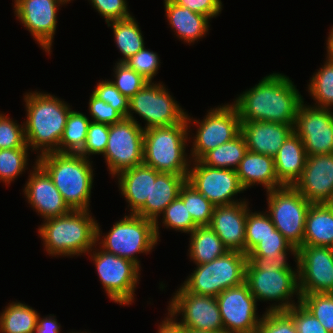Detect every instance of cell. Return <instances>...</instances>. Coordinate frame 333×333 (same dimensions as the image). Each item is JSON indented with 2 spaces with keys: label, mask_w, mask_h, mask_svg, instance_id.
Segmentation results:
<instances>
[{
  "label": "cell",
  "mask_w": 333,
  "mask_h": 333,
  "mask_svg": "<svg viewBox=\"0 0 333 333\" xmlns=\"http://www.w3.org/2000/svg\"><path fill=\"white\" fill-rule=\"evenodd\" d=\"M187 182L215 206L232 205L246 199H236L235 195L246 191L240 183L236 170L213 168L200 160L192 161Z\"/></svg>",
  "instance_id": "15"
},
{
  "label": "cell",
  "mask_w": 333,
  "mask_h": 333,
  "mask_svg": "<svg viewBox=\"0 0 333 333\" xmlns=\"http://www.w3.org/2000/svg\"><path fill=\"white\" fill-rule=\"evenodd\" d=\"M308 93L316 102L312 106L331 109L333 106V60L327 59L310 78Z\"/></svg>",
  "instance_id": "35"
},
{
  "label": "cell",
  "mask_w": 333,
  "mask_h": 333,
  "mask_svg": "<svg viewBox=\"0 0 333 333\" xmlns=\"http://www.w3.org/2000/svg\"><path fill=\"white\" fill-rule=\"evenodd\" d=\"M225 333H256L261 318L246 282L216 296Z\"/></svg>",
  "instance_id": "16"
},
{
  "label": "cell",
  "mask_w": 333,
  "mask_h": 333,
  "mask_svg": "<svg viewBox=\"0 0 333 333\" xmlns=\"http://www.w3.org/2000/svg\"><path fill=\"white\" fill-rule=\"evenodd\" d=\"M30 148L0 149V182L10 185L28 169Z\"/></svg>",
  "instance_id": "38"
},
{
  "label": "cell",
  "mask_w": 333,
  "mask_h": 333,
  "mask_svg": "<svg viewBox=\"0 0 333 333\" xmlns=\"http://www.w3.org/2000/svg\"><path fill=\"white\" fill-rule=\"evenodd\" d=\"M60 328L61 325L54 315L50 314L43 318L38 315L34 333H60Z\"/></svg>",
  "instance_id": "52"
},
{
  "label": "cell",
  "mask_w": 333,
  "mask_h": 333,
  "mask_svg": "<svg viewBox=\"0 0 333 333\" xmlns=\"http://www.w3.org/2000/svg\"><path fill=\"white\" fill-rule=\"evenodd\" d=\"M97 222L96 241L100 245L98 248L124 257L135 263L140 269V260L136 254L151 253L158 244L155 234V222L138 216L136 214L125 215L113 224L109 233L102 236L101 226ZM102 238V239H101Z\"/></svg>",
  "instance_id": "7"
},
{
  "label": "cell",
  "mask_w": 333,
  "mask_h": 333,
  "mask_svg": "<svg viewBox=\"0 0 333 333\" xmlns=\"http://www.w3.org/2000/svg\"><path fill=\"white\" fill-rule=\"evenodd\" d=\"M72 0H14L13 10L18 21L49 55L57 28L59 6Z\"/></svg>",
  "instance_id": "17"
},
{
  "label": "cell",
  "mask_w": 333,
  "mask_h": 333,
  "mask_svg": "<svg viewBox=\"0 0 333 333\" xmlns=\"http://www.w3.org/2000/svg\"><path fill=\"white\" fill-rule=\"evenodd\" d=\"M109 136V125L91 121L88 126L86 141L83 149L78 153L90 159V155H103Z\"/></svg>",
  "instance_id": "44"
},
{
  "label": "cell",
  "mask_w": 333,
  "mask_h": 333,
  "mask_svg": "<svg viewBox=\"0 0 333 333\" xmlns=\"http://www.w3.org/2000/svg\"><path fill=\"white\" fill-rule=\"evenodd\" d=\"M303 101L287 75L272 73L238 95L232 104L241 121L295 124L297 110Z\"/></svg>",
  "instance_id": "1"
},
{
  "label": "cell",
  "mask_w": 333,
  "mask_h": 333,
  "mask_svg": "<svg viewBox=\"0 0 333 333\" xmlns=\"http://www.w3.org/2000/svg\"><path fill=\"white\" fill-rule=\"evenodd\" d=\"M38 315L24 303L11 302L0 313V333H34Z\"/></svg>",
  "instance_id": "32"
},
{
  "label": "cell",
  "mask_w": 333,
  "mask_h": 333,
  "mask_svg": "<svg viewBox=\"0 0 333 333\" xmlns=\"http://www.w3.org/2000/svg\"><path fill=\"white\" fill-rule=\"evenodd\" d=\"M286 312L293 318L297 333H329L301 303Z\"/></svg>",
  "instance_id": "47"
},
{
  "label": "cell",
  "mask_w": 333,
  "mask_h": 333,
  "mask_svg": "<svg viewBox=\"0 0 333 333\" xmlns=\"http://www.w3.org/2000/svg\"><path fill=\"white\" fill-rule=\"evenodd\" d=\"M186 333H225V332H215V331H200L192 328H186Z\"/></svg>",
  "instance_id": "55"
},
{
  "label": "cell",
  "mask_w": 333,
  "mask_h": 333,
  "mask_svg": "<svg viewBox=\"0 0 333 333\" xmlns=\"http://www.w3.org/2000/svg\"><path fill=\"white\" fill-rule=\"evenodd\" d=\"M70 333H79V332H73V331H72V332H70ZM80 333H88V332H86V331H85V332H81V331H80Z\"/></svg>",
  "instance_id": "56"
},
{
  "label": "cell",
  "mask_w": 333,
  "mask_h": 333,
  "mask_svg": "<svg viewBox=\"0 0 333 333\" xmlns=\"http://www.w3.org/2000/svg\"><path fill=\"white\" fill-rule=\"evenodd\" d=\"M248 201L215 206L209 226L229 251L245 253V228Z\"/></svg>",
  "instance_id": "22"
},
{
  "label": "cell",
  "mask_w": 333,
  "mask_h": 333,
  "mask_svg": "<svg viewBox=\"0 0 333 333\" xmlns=\"http://www.w3.org/2000/svg\"><path fill=\"white\" fill-rule=\"evenodd\" d=\"M190 131L186 118L178 124L144 130L143 164L158 172L188 176ZM189 136V137H188Z\"/></svg>",
  "instance_id": "6"
},
{
  "label": "cell",
  "mask_w": 333,
  "mask_h": 333,
  "mask_svg": "<svg viewBox=\"0 0 333 333\" xmlns=\"http://www.w3.org/2000/svg\"><path fill=\"white\" fill-rule=\"evenodd\" d=\"M207 112L202 120L193 119L188 113L186 114L189 130L191 122L197 126L195 136H191L193 138L189 155L191 161H199L207 152L231 141L241 133V120L232 103L210 108Z\"/></svg>",
  "instance_id": "10"
},
{
  "label": "cell",
  "mask_w": 333,
  "mask_h": 333,
  "mask_svg": "<svg viewBox=\"0 0 333 333\" xmlns=\"http://www.w3.org/2000/svg\"><path fill=\"white\" fill-rule=\"evenodd\" d=\"M175 4L190 9L192 12L203 14L210 20L221 14V0H172Z\"/></svg>",
  "instance_id": "51"
},
{
  "label": "cell",
  "mask_w": 333,
  "mask_h": 333,
  "mask_svg": "<svg viewBox=\"0 0 333 333\" xmlns=\"http://www.w3.org/2000/svg\"><path fill=\"white\" fill-rule=\"evenodd\" d=\"M300 294L333 293V251L331 247L302 245L297 265Z\"/></svg>",
  "instance_id": "19"
},
{
  "label": "cell",
  "mask_w": 333,
  "mask_h": 333,
  "mask_svg": "<svg viewBox=\"0 0 333 333\" xmlns=\"http://www.w3.org/2000/svg\"><path fill=\"white\" fill-rule=\"evenodd\" d=\"M88 105L91 121L93 120V122L111 125L120 122L124 118L110 104L105 103L93 93L90 95Z\"/></svg>",
  "instance_id": "49"
},
{
  "label": "cell",
  "mask_w": 333,
  "mask_h": 333,
  "mask_svg": "<svg viewBox=\"0 0 333 333\" xmlns=\"http://www.w3.org/2000/svg\"><path fill=\"white\" fill-rule=\"evenodd\" d=\"M179 197L197 226H209L215 205L207 200L187 181L181 187Z\"/></svg>",
  "instance_id": "36"
},
{
  "label": "cell",
  "mask_w": 333,
  "mask_h": 333,
  "mask_svg": "<svg viewBox=\"0 0 333 333\" xmlns=\"http://www.w3.org/2000/svg\"><path fill=\"white\" fill-rule=\"evenodd\" d=\"M113 72L115 79L110 81L129 100L148 83L146 79L124 63L116 62Z\"/></svg>",
  "instance_id": "41"
},
{
  "label": "cell",
  "mask_w": 333,
  "mask_h": 333,
  "mask_svg": "<svg viewBox=\"0 0 333 333\" xmlns=\"http://www.w3.org/2000/svg\"><path fill=\"white\" fill-rule=\"evenodd\" d=\"M156 333H186V328L177 324L169 315L162 320Z\"/></svg>",
  "instance_id": "53"
},
{
  "label": "cell",
  "mask_w": 333,
  "mask_h": 333,
  "mask_svg": "<svg viewBox=\"0 0 333 333\" xmlns=\"http://www.w3.org/2000/svg\"><path fill=\"white\" fill-rule=\"evenodd\" d=\"M165 15L170 27L178 39L186 43H195L209 31L210 19L192 12L190 9L175 4L172 0H164ZM198 40V41H197Z\"/></svg>",
  "instance_id": "27"
},
{
  "label": "cell",
  "mask_w": 333,
  "mask_h": 333,
  "mask_svg": "<svg viewBox=\"0 0 333 333\" xmlns=\"http://www.w3.org/2000/svg\"><path fill=\"white\" fill-rule=\"evenodd\" d=\"M160 216H162V225L167 229L172 228L175 231L190 234L197 227L179 196L165 208Z\"/></svg>",
  "instance_id": "40"
},
{
  "label": "cell",
  "mask_w": 333,
  "mask_h": 333,
  "mask_svg": "<svg viewBox=\"0 0 333 333\" xmlns=\"http://www.w3.org/2000/svg\"><path fill=\"white\" fill-rule=\"evenodd\" d=\"M291 244L276 229L271 235L266 236L247 256L275 257L287 250Z\"/></svg>",
  "instance_id": "50"
},
{
  "label": "cell",
  "mask_w": 333,
  "mask_h": 333,
  "mask_svg": "<svg viewBox=\"0 0 333 333\" xmlns=\"http://www.w3.org/2000/svg\"><path fill=\"white\" fill-rule=\"evenodd\" d=\"M16 122L0 113V149L29 148L25 140L24 124Z\"/></svg>",
  "instance_id": "42"
},
{
  "label": "cell",
  "mask_w": 333,
  "mask_h": 333,
  "mask_svg": "<svg viewBox=\"0 0 333 333\" xmlns=\"http://www.w3.org/2000/svg\"><path fill=\"white\" fill-rule=\"evenodd\" d=\"M306 159L307 153L303 141L293 132L287 137L274 157L278 180L283 185L293 186L302 175Z\"/></svg>",
  "instance_id": "28"
},
{
  "label": "cell",
  "mask_w": 333,
  "mask_h": 333,
  "mask_svg": "<svg viewBox=\"0 0 333 333\" xmlns=\"http://www.w3.org/2000/svg\"><path fill=\"white\" fill-rule=\"evenodd\" d=\"M236 173L243 188L262 185L266 192L284 186L277 178L274 158L247 151L239 163Z\"/></svg>",
  "instance_id": "26"
},
{
  "label": "cell",
  "mask_w": 333,
  "mask_h": 333,
  "mask_svg": "<svg viewBox=\"0 0 333 333\" xmlns=\"http://www.w3.org/2000/svg\"><path fill=\"white\" fill-rule=\"evenodd\" d=\"M23 192L28 204L41 218L63 216L71 211L47 171L36 161Z\"/></svg>",
  "instance_id": "20"
},
{
  "label": "cell",
  "mask_w": 333,
  "mask_h": 333,
  "mask_svg": "<svg viewBox=\"0 0 333 333\" xmlns=\"http://www.w3.org/2000/svg\"><path fill=\"white\" fill-rule=\"evenodd\" d=\"M276 228L269 215L264 211L248 210L245 228V254H249L266 236Z\"/></svg>",
  "instance_id": "37"
},
{
  "label": "cell",
  "mask_w": 333,
  "mask_h": 333,
  "mask_svg": "<svg viewBox=\"0 0 333 333\" xmlns=\"http://www.w3.org/2000/svg\"><path fill=\"white\" fill-rule=\"evenodd\" d=\"M294 132L303 141L307 156L333 153V112L331 109L300 104Z\"/></svg>",
  "instance_id": "18"
},
{
  "label": "cell",
  "mask_w": 333,
  "mask_h": 333,
  "mask_svg": "<svg viewBox=\"0 0 333 333\" xmlns=\"http://www.w3.org/2000/svg\"><path fill=\"white\" fill-rule=\"evenodd\" d=\"M294 124L263 121H241V134L248 151L275 157L287 137L294 132Z\"/></svg>",
  "instance_id": "23"
},
{
  "label": "cell",
  "mask_w": 333,
  "mask_h": 333,
  "mask_svg": "<svg viewBox=\"0 0 333 333\" xmlns=\"http://www.w3.org/2000/svg\"><path fill=\"white\" fill-rule=\"evenodd\" d=\"M247 254L228 251L211 262L196 265L181 285L189 293L216 297L245 282Z\"/></svg>",
  "instance_id": "8"
},
{
  "label": "cell",
  "mask_w": 333,
  "mask_h": 333,
  "mask_svg": "<svg viewBox=\"0 0 333 333\" xmlns=\"http://www.w3.org/2000/svg\"><path fill=\"white\" fill-rule=\"evenodd\" d=\"M94 88L92 93L96 97L105 103L110 104L124 118H127L129 112V99L122 95L109 79L98 82Z\"/></svg>",
  "instance_id": "46"
},
{
  "label": "cell",
  "mask_w": 333,
  "mask_h": 333,
  "mask_svg": "<svg viewBox=\"0 0 333 333\" xmlns=\"http://www.w3.org/2000/svg\"><path fill=\"white\" fill-rule=\"evenodd\" d=\"M91 120L82 112L70 110L63 136L59 143V153L78 154L86 141Z\"/></svg>",
  "instance_id": "34"
},
{
  "label": "cell",
  "mask_w": 333,
  "mask_h": 333,
  "mask_svg": "<svg viewBox=\"0 0 333 333\" xmlns=\"http://www.w3.org/2000/svg\"><path fill=\"white\" fill-rule=\"evenodd\" d=\"M23 97L27 115L23 122L26 144L31 151L39 152L36 157L58 152L71 106L55 95L40 91L26 92Z\"/></svg>",
  "instance_id": "3"
},
{
  "label": "cell",
  "mask_w": 333,
  "mask_h": 333,
  "mask_svg": "<svg viewBox=\"0 0 333 333\" xmlns=\"http://www.w3.org/2000/svg\"><path fill=\"white\" fill-rule=\"evenodd\" d=\"M174 294L167 314L177 324L200 331L224 332L216 297L189 293L182 286ZM179 315L183 318L180 321Z\"/></svg>",
  "instance_id": "14"
},
{
  "label": "cell",
  "mask_w": 333,
  "mask_h": 333,
  "mask_svg": "<svg viewBox=\"0 0 333 333\" xmlns=\"http://www.w3.org/2000/svg\"><path fill=\"white\" fill-rule=\"evenodd\" d=\"M144 129L133 120L123 118L109 125L107 147L103 154L109 174L115 177L143 164Z\"/></svg>",
  "instance_id": "13"
},
{
  "label": "cell",
  "mask_w": 333,
  "mask_h": 333,
  "mask_svg": "<svg viewBox=\"0 0 333 333\" xmlns=\"http://www.w3.org/2000/svg\"><path fill=\"white\" fill-rule=\"evenodd\" d=\"M303 245L333 246V203L310 205L306 215Z\"/></svg>",
  "instance_id": "29"
},
{
  "label": "cell",
  "mask_w": 333,
  "mask_h": 333,
  "mask_svg": "<svg viewBox=\"0 0 333 333\" xmlns=\"http://www.w3.org/2000/svg\"><path fill=\"white\" fill-rule=\"evenodd\" d=\"M256 333H297L293 318L286 311L262 314Z\"/></svg>",
  "instance_id": "45"
},
{
  "label": "cell",
  "mask_w": 333,
  "mask_h": 333,
  "mask_svg": "<svg viewBox=\"0 0 333 333\" xmlns=\"http://www.w3.org/2000/svg\"><path fill=\"white\" fill-rule=\"evenodd\" d=\"M96 11L105 19L111 22L131 17L127 0H89Z\"/></svg>",
  "instance_id": "48"
},
{
  "label": "cell",
  "mask_w": 333,
  "mask_h": 333,
  "mask_svg": "<svg viewBox=\"0 0 333 333\" xmlns=\"http://www.w3.org/2000/svg\"><path fill=\"white\" fill-rule=\"evenodd\" d=\"M173 99L162 82H148L129 100L128 119L139 124L133 113L146 122L144 130L181 123L187 112Z\"/></svg>",
  "instance_id": "12"
},
{
  "label": "cell",
  "mask_w": 333,
  "mask_h": 333,
  "mask_svg": "<svg viewBox=\"0 0 333 333\" xmlns=\"http://www.w3.org/2000/svg\"><path fill=\"white\" fill-rule=\"evenodd\" d=\"M89 210L43 220L38 234L49 256L74 257L88 252L97 244V220ZM59 255V256H58Z\"/></svg>",
  "instance_id": "4"
},
{
  "label": "cell",
  "mask_w": 333,
  "mask_h": 333,
  "mask_svg": "<svg viewBox=\"0 0 333 333\" xmlns=\"http://www.w3.org/2000/svg\"><path fill=\"white\" fill-rule=\"evenodd\" d=\"M96 244L89 252L106 295L114 303L131 305L139 284L140 268L132 261L108 253Z\"/></svg>",
  "instance_id": "11"
},
{
  "label": "cell",
  "mask_w": 333,
  "mask_h": 333,
  "mask_svg": "<svg viewBox=\"0 0 333 333\" xmlns=\"http://www.w3.org/2000/svg\"><path fill=\"white\" fill-rule=\"evenodd\" d=\"M186 181L187 176L160 172L156 179H152L150 201H146L135 213L155 222V234L158 241H160L158 218L165 208L179 196L180 189Z\"/></svg>",
  "instance_id": "24"
},
{
  "label": "cell",
  "mask_w": 333,
  "mask_h": 333,
  "mask_svg": "<svg viewBox=\"0 0 333 333\" xmlns=\"http://www.w3.org/2000/svg\"><path fill=\"white\" fill-rule=\"evenodd\" d=\"M269 215L275 228L297 249L303 245L306 215L312 203L294 187L284 185L266 192Z\"/></svg>",
  "instance_id": "9"
},
{
  "label": "cell",
  "mask_w": 333,
  "mask_h": 333,
  "mask_svg": "<svg viewBox=\"0 0 333 333\" xmlns=\"http://www.w3.org/2000/svg\"><path fill=\"white\" fill-rule=\"evenodd\" d=\"M189 235L188 255L195 265L211 262L229 251L210 226H197Z\"/></svg>",
  "instance_id": "30"
},
{
  "label": "cell",
  "mask_w": 333,
  "mask_h": 333,
  "mask_svg": "<svg viewBox=\"0 0 333 333\" xmlns=\"http://www.w3.org/2000/svg\"><path fill=\"white\" fill-rule=\"evenodd\" d=\"M160 57L156 52L143 47L138 53L124 62L129 68L141 75L148 82H152L160 68Z\"/></svg>",
  "instance_id": "43"
},
{
  "label": "cell",
  "mask_w": 333,
  "mask_h": 333,
  "mask_svg": "<svg viewBox=\"0 0 333 333\" xmlns=\"http://www.w3.org/2000/svg\"><path fill=\"white\" fill-rule=\"evenodd\" d=\"M71 210H90L93 161L80 154L52 152L37 157Z\"/></svg>",
  "instance_id": "5"
},
{
  "label": "cell",
  "mask_w": 333,
  "mask_h": 333,
  "mask_svg": "<svg viewBox=\"0 0 333 333\" xmlns=\"http://www.w3.org/2000/svg\"><path fill=\"white\" fill-rule=\"evenodd\" d=\"M248 151L242 134L207 152L200 161L213 168L236 170L239 163Z\"/></svg>",
  "instance_id": "33"
},
{
  "label": "cell",
  "mask_w": 333,
  "mask_h": 333,
  "mask_svg": "<svg viewBox=\"0 0 333 333\" xmlns=\"http://www.w3.org/2000/svg\"><path fill=\"white\" fill-rule=\"evenodd\" d=\"M290 253L297 265L298 249L293 245L274 258L247 256L245 282L250 292L256 301H276L266 308V312L287 311L300 303L298 268L293 270L288 264L287 256ZM294 295L297 303L292 300Z\"/></svg>",
  "instance_id": "2"
},
{
  "label": "cell",
  "mask_w": 333,
  "mask_h": 333,
  "mask_svg": "<svg viewBox=\"0 0 333 333\" xmlns=\"http://www.w3.org/2000/svg\"><path fill=\"white\" fill-rule=\"evenodd\" d=\"M293 186L312 204L333 203V153L307 156Z\"/></svg>",
  "instance_id": "21"
},
{
  "label": "cell",
  "mask_w": 333,
  "mask_h": 333,
  "mask_svg": "<svg viewBox=\"0 0 333 333\" xmlns=\"http://www.w3.org/2000/svg\"><path fill=\"white\" fill-rule=\"evenodd\" d=\"M300 303L333 333V293L300 294Z\"/></svg>",
  "instance_id": "39"
},
{
  "label": "cell",
  "mask_w": 333,
  "mask_h": 333,
  "mask_svg": "<svg viewBox=\"0 0 333 333\" xmlns=\"http://www.w3.org/2000/svg\"><path fill=\"white\" fill-rule=\"evenodd\" d=\"M160 172L144 164L119 173L118 188L125 197L130 214H135L146 201H150L152 179Z\"/></svg>",
  "instance_id": "25"
},
{
  "label": "cell",
  "mask_w": 333,
  "mask_h": 333,
  "mask_svg": "<svg viewBox=\"0 0 333 333\" xmlns=\"http://www.w3.org/2000/svg\"><path fill=\"white\" fill-rule=\"evenodd\" d=\"M113 29L116 46L122 57L117 63H124L145 47L144 38L134 16L107 23Z\"/></svg>",
  "instance_id": "31"
},
{
  "label": "cell",
  "mask_w": 333,
  "mask_h": 333,
  "mask_svg": "<svg viewBox=\"0 0 333 333\" xmlns=\"http://www.w3.org/2000/svg\"><path fill=\"white\" fill-rule=\"evenodd\" d=\"M326 50H327V54H326V58L333 60V26L331 27V30L329 32V35L327 37L326 40Z\"/></svg>",
  "instance_id": "54"
}]
</instances>
